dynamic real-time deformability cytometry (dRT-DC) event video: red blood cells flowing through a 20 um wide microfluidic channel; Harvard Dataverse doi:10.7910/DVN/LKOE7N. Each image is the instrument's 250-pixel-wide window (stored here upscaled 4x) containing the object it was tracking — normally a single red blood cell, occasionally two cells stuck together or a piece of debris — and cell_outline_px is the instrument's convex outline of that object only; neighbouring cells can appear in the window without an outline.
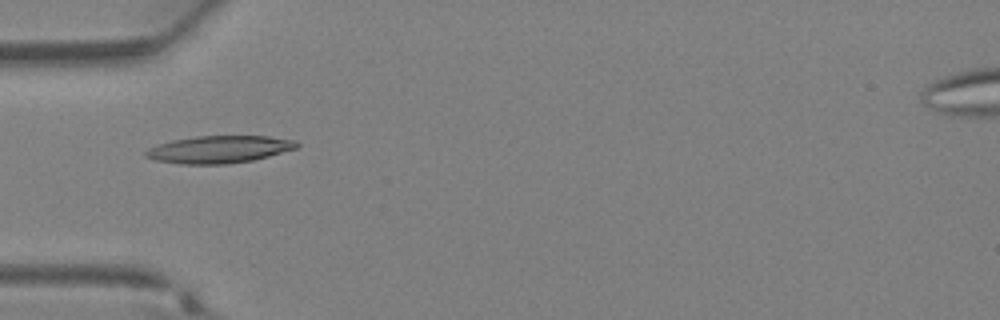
{"species": "Egyptian fruit bat (a non-hibernating species)", "species_latin": "Rousettus aegyptiacus", "temperature_condition": "warm", "stored_images_in_passage": 21, "camera_frame_rate_fps": 3000, "um_per_image_px": 0.085, "animal": {"sex": "female"}, "frame": {"image": 1, "passage_image": 3, "time_ms": 0.667, "image_size_px": [1000, 320], "cell_outline_px": [[300, 144], [296, 148], [268, 156], [252, 160], [224, 164], [180, 164], [156, 160], [144, 156], [144, 152], [148, 148], [172, 140], [196, 136], [268, 136], [296, 140]], "centroid_in_image_um": [18.62, 12.69], "position_along_channel_um": 66.4, "area_um2": 23.93}}
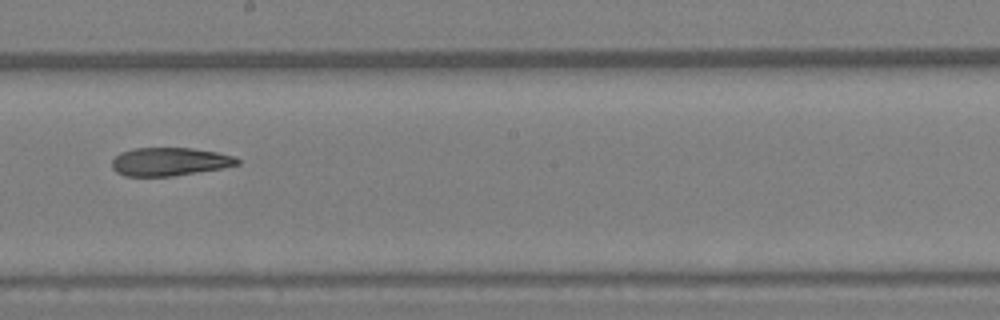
{"frame": {"image": 2, "passage_image": 12, "time_ms": 3.667, "image_size_px": [1000, 320], "cell_outline_px": [[240, 164], [220, 168], [172, 176], [124, 176], [116, 172], [112, 168], [112, 160], [120, 152], [132, 148], [192, 148], [216, 152], [232, 156], [240, 160]], "centroid_in_image_um": [14.37, 13.74], "position_along_channel_um": 233.8, "area_um2": 20.52}}
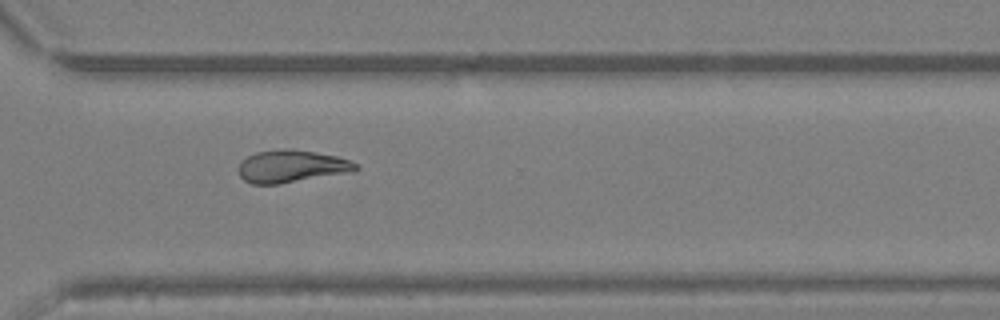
{"frame": {"image": 3, "passage_image": 18, "time_ms": 5.667, "image_size_px": [1000, 320], "cell_outline_px": [[360, 168], [280, 184], [252, 184], [244, 180], [240, 176], [240, 164], [248, 156], [256, 152], [280, 148], [292, 148], [316, 152], [336, 156], [348, 160], [356, 164]], "centroid_in_image_um": [24.69, 14.11], "position_along_channel_um": 345.9, "area_um2": 21.5}}